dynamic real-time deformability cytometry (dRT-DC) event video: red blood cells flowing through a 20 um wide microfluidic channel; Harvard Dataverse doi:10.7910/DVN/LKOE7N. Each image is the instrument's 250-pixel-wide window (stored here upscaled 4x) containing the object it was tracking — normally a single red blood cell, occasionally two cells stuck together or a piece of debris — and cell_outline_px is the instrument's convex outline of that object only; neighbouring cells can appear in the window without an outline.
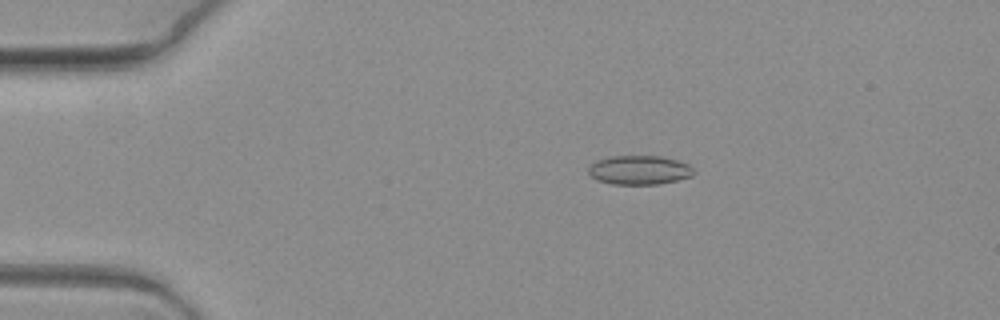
{"species": "common noctule bat (a hibernating species)", "species_latin": "Nyctalus noctula", "temperature_condition": "warm", "stored_images_in_passage": 7, "camera_frame_rate_fps": 3000, "um_per_image_px": 0.085, "animal": {"sex": "female", "body_mass_g": 19.3, "forearm_length_mm": 54.1}, "frame": {"image": 1, "passage_image": 4, "time_ms": 1.0, "image_size_px": [1000, 320], "cell_outline_px": [[692, 176], [676, 180], [656, 184], [612, 184], [596, 180], [588, 172], [588, 168], [596, 160], [612, 156], [660, 156], [676, 160], [688, 164], [692, 168]], "centroid_in_image_um": [54.3, 14.45], "position_along_channel_um": 30.7, "area_um2": 17.63}}
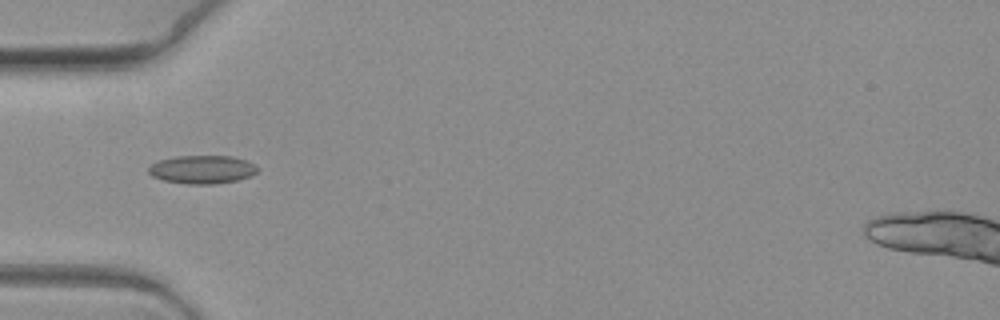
{"frame": {"image": 2, "passage_image": 6, "time_ms": 1.667, "image_size_px": [1000, 320], "cell_outline_px": [[260, 168], [256, 172], [248, 176], [236, 180], [212, 184], [188, 184], [164, 180], [152, 176], [148, 172], [148, 168], [152, 164], [160, 160], [176, 156], [232, 156], [256, 164]], "centroid_in_image_um": [17.19, 14.4], "position_along_channel_um": 67.8, "area_um2": 17.8}}